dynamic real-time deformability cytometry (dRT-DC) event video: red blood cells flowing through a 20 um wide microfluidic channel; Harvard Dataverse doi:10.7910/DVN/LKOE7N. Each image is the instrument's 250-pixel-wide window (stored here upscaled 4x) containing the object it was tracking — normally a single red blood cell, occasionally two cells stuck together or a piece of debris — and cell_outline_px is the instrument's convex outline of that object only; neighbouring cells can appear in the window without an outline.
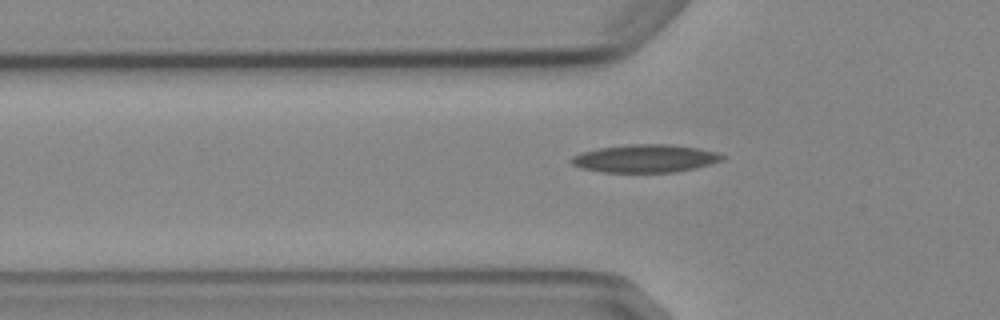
{"species": "Egyptian fruit bat (a non-hibernating species)", "species_latin": "Rousettus aegyptiacus", "temperature_condition": "cold", "stored_images_in_passage": 7, "segment_of_instrument_passage": [2, 2], "camera_frame_rate_fps": 3000, "um_per_image_px": 0.085, "animal": {"sex": "female"}, "frame": {"image": 1, "passage_image": 7, "time_ms": 7.0, "image_size_px": [1000, 320], "cell_outline_px": [[724, 160], [712, 164], [696, 168], [676, 172], [604, 172], [580, 168], [572, 164], [568, 160], [572, 156], [580, 152], [596, 148], [628, 144], [672, 144], [700, 148], [720, 152], [724, 156]], "centroid_in_image_um": [54.86, 13.46], "position_along_channel_um": 70.9, "area_um2": 25.03}}